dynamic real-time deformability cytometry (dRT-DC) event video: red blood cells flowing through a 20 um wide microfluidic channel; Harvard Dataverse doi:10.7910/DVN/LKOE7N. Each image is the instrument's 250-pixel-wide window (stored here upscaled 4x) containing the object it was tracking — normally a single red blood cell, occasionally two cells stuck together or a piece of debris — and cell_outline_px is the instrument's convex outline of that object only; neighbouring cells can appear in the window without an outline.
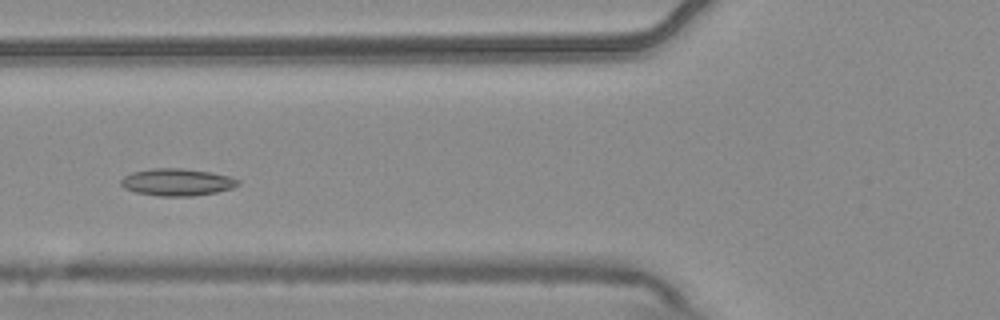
{"species": "common noctule bat (a hibernating species)", "species_latin": "Nyctalus noctula", "temperature_condition": "warm", "stored_images_in_passage": 7, "camera_frame_rate_fps": 3000, "um_per_image_px": 0.085, "animal": {"sex": "male", "body_mass_g": 20.4}, "frame": {"image": 1, "passage_image": 5, "time_ms": 1.333, "image_size_px": [1000, 320], "cell_outline_px": [[240, 184], [232, 188], [216, 192], [192, 196], [160, 196], [136, 192], [124, 188], [120, 184], [120, 180], [124, 176], [132, 172], [152, 168], [180, 168], [208, 172], [228, 176], [240, 180]], "centroid_in_image_um": [15.03, 15.48], "position_along_channel_um": 110.8, "area_um2": 18.44}}
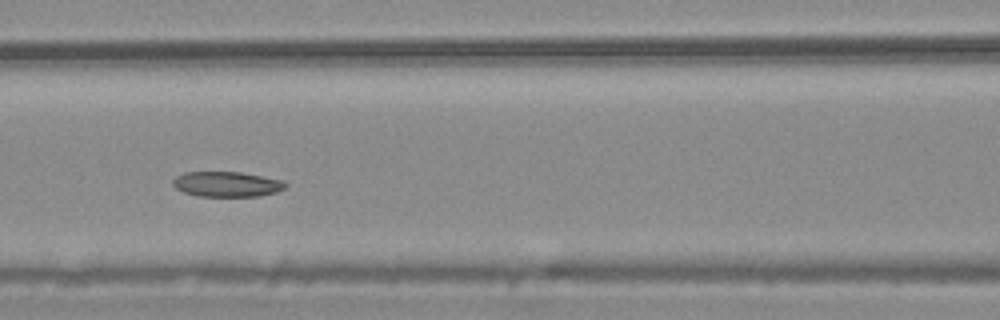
{"frame": {"image": 2, "passage_image": 6, "time_ms": 1.667, "image_size_px": [1000, 320], "cell_outline_px": [[288, 184], [284, 188], [276, 192], [260, 196], [200, 196], [184, 192], [176, 188], [172, 184], [172, 180], [176, 176], [184, 172], [240, 172], [280, 180]], "centroid_in_image_um": [19.25, 15.65], "position_along_channel_um": 147.4, "area_um2": 16.36}}
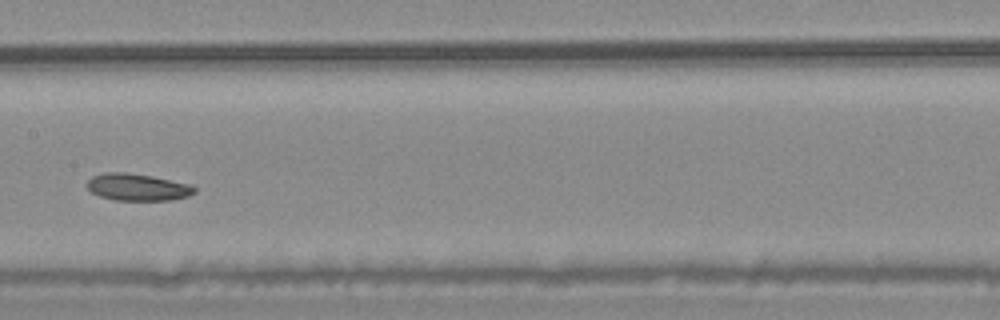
{"frame": {"image": 3, "passage_image": 7, "time_ms": 2.0, "image_size_px": [1000, 320], "cell_outline_px": [[196, 192], [188, 196], [172, 200], [116, 200], [100, 196], [92, 192], [88, 188], [88, 180], [92, 176], [104, 172], [124, 172], [152, 176], [188, 184], [196, 188]], "centroid_in_image_um": [11.69, 15.91], "position_along_channel_um": 195.7, "area_um2": 16.76}}